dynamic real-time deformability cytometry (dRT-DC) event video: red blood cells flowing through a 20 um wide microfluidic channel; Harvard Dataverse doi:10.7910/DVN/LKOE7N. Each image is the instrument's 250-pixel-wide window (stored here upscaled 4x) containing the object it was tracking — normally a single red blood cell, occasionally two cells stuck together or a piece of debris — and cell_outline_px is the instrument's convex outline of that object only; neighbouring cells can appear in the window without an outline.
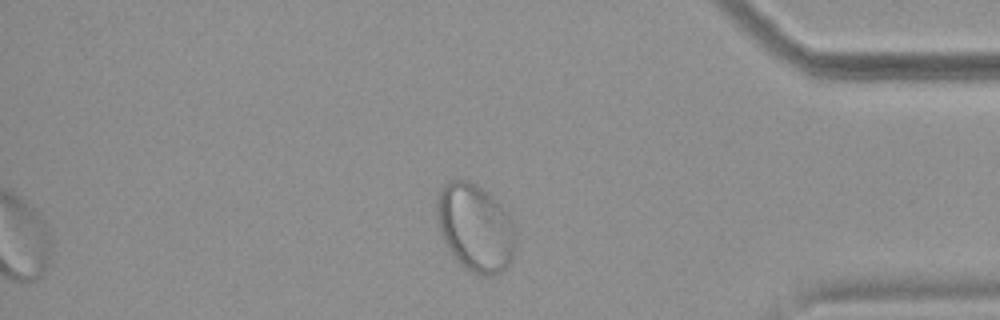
{"species": "common noctule bat (a hibernating species)", "species_latin": "Nyctalus noctula", "temperature_condition": "warm", "stored_images_in_passage": 54, "camera_frame_rate_fps": 3000, "um_per_image_px": 0.085, "animal": {"sex": "female", "body_mass_g": 18.4}, "frame": {"image": 1, "passage_image": 46, "time_ms": 15.0, "image_size_px": [1000, 320], "cell_outline_px": [[516, 240], [512, 256], [508, 264], [496, 276], [480, 276], [472, 272], [460, 264], [456, 260], [448, 248], [444, 240], [436, 216], [436, 200], [440, 188], [448, 180], [468, 180], [476, 184], [492, 196], [508, 212], [512, 224]], "centroid_in_image_um": [40.38, 19.34], "position_along_channel_um": 394.8, "area_um2": 40.23}}